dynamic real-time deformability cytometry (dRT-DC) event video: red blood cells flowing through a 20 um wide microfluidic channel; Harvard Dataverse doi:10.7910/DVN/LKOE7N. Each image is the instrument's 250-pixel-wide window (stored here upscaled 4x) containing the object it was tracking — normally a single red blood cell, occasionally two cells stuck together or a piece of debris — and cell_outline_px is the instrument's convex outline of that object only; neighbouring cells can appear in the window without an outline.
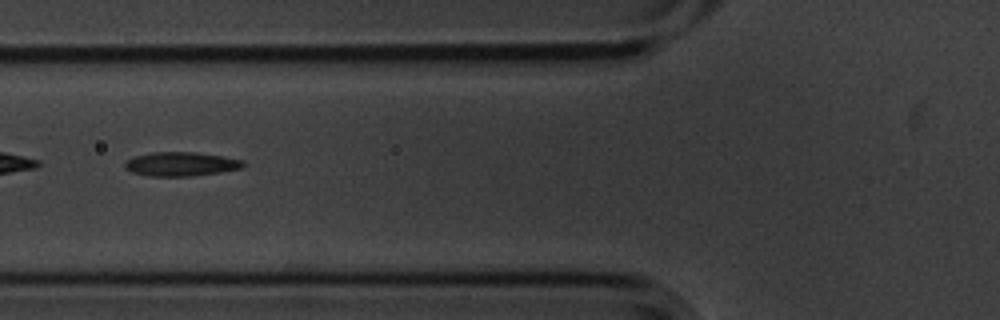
{"species": "common noctule bat (a hibernating species)", "species_latin": "Nyctalus noctula", "temperature_condition": "cold", "stored_images_in_passage": 5, "camera_frame_rate_fps": 3000, "um_per_image_px": 0.085, "animal": {"sex": "male", "body_mass_g": 20.1, "forearm_length_mm": 53.5}, "frame": {"image": 1, "passage_image": 2, "time_ms": 0.333, "image_size_px": [1000, 320], "cell_outline_px": [[244, 168], [220, 172], [188, 176], [148, 176], [132, 172], [124, 168], [124, 164], [128, 160], [136, 156], [152, 152], [196, 152], [224, 156], [244, 160]], "centroid_in_image_um": [15.41, 13.94], "position_along_channel_um": 110.4, "area_um2": 16.59}}
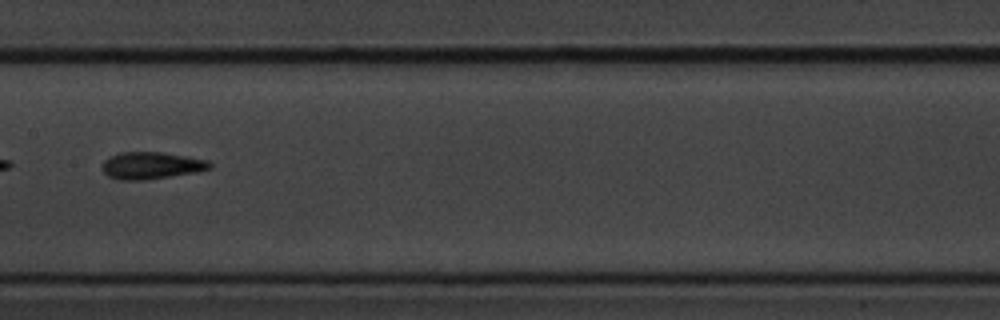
{"frame": {"image": 2, "passage_image": 4, "time_ms": 1.0, "image_size_px": [1000, 320], "cell_outline_px": [[212, 168], [200, 172], [144, 180], [120, 180], [108, 176], [100, 168], [104, 160], [120, 152], [160, 152], [208, 160], [212, 164]], "centroid_in_image_um": [12.87, 14.08], "position_along_channel_um": 194.5, "area_um2": 17.05}}
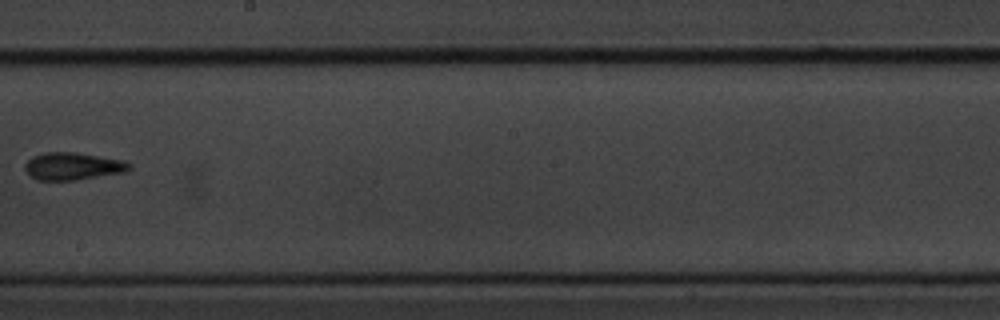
{"frame": {"image": 3, "passage_image": 5, "time_ms": 1.333, "image_size_px": [1000, 320], "cell_outline_px": [[132, 168], [128, 172], [76, 180], [36, 180], [24, 168], [24, 164], [32, 156], [44, 152], [76, 152], [124, 160], [132, 164]], "centroid_in_image_um": [6.24, 14.12], "position_along_channel_um": 242.0, "area_um2": 16.94}}